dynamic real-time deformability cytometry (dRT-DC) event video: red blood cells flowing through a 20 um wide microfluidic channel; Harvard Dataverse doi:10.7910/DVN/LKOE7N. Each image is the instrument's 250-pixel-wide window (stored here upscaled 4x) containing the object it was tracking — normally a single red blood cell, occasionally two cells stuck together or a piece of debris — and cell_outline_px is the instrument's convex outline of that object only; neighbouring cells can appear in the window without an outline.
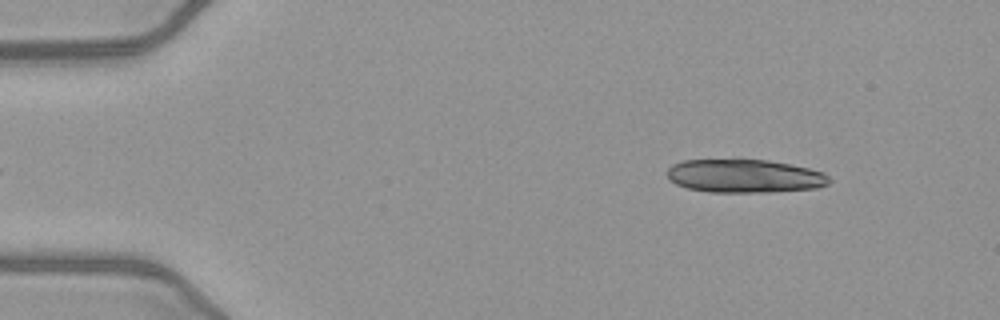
{"species": "common noctule bat (a hibernating species)", "species_latin": "Nyctalus noctula", "temperature_condition": "warm", "stored_images_in_passage": 47, "segment_of_instrument_passage": [1, 2], "camera_frame_rate_fps": 3000, "um_per_image_px": 0.085, "animal": {"sex": "female", "body_mass_g": 21.9}, "frame": {"image": 1, "passage_image": 2, "time_ms": 0.333, "image_size_px": [1000, 320], "cell_outline_px": [[832, 180], [828, 184], [816, 188], [768, 192], [708, 192], [688, 188], [676, 184], [668, 180], [668, 168], [672, 164], [684, 160], [736, 156], [768, 160], [808, 168], [824, 172]], "centroid_in_image_um": [63.23, 14.91], "position_along_channel_um": 21.8, "area_um2": 32.66}}